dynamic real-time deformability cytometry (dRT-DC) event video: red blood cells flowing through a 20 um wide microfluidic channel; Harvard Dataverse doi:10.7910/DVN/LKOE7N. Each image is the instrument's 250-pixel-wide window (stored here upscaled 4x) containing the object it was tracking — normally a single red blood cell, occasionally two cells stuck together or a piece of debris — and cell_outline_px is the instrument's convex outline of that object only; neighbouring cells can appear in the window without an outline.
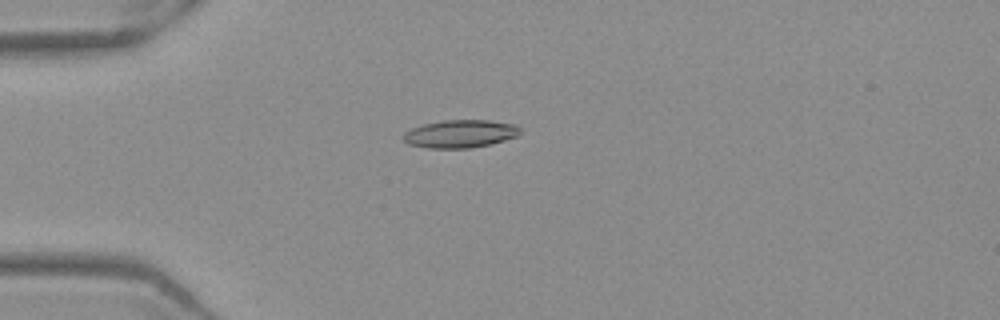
{"species": "Egyptian fruit bat (a non-hibernating species)", "species_latin": "Rousettus aegyptiacus", "temperature_condition": "warm", "stored_images_in_passage": 49, "camera_frame_rate_fps": 3000, "um_per_image_px": 0.085, "frame": {"image": 1, "passage_image": 11, "time_ms": 3.333, "image_size_px": [1000, 320], "cell_outline_px": [[520, 132], [516, 136], [492, 144], [468, 148], [428, 148], [408, 144], [404, 140], [404, 132], [412, 128], [424, 124], [444, 120], [488, 120], [516, 124], [520, 128]], "centroid_in_image_um": [39.13, 11.37], "position_along_channel_um": 45.9, "area_um2": 18.9}}
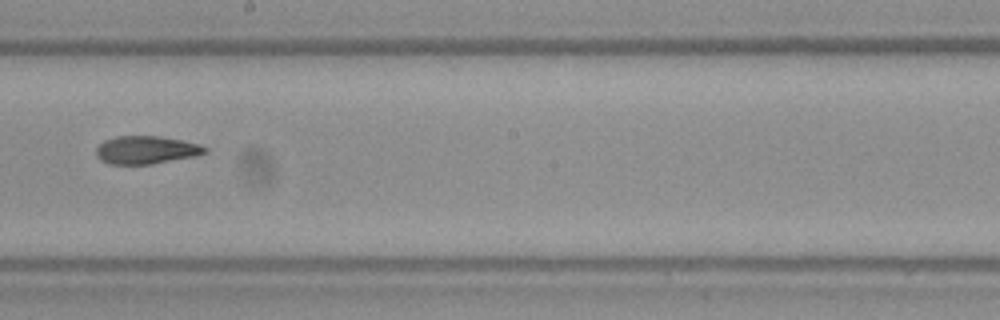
{"frame": {"image": 2, "passage_image": 27, "time_ms": 8.667, "image_size_px": [1000, 320], "cell_outline_px": [[208, 152], [196, 156], [152, 164], [108, 164], [100, 160], [96, 156], [96, 148], [104, 140], [116, 136], [160, 136], [200, 144], [208, 148]], "centroid_in_image_um": [12.42, 12.75], "position_along_channel_um": 235.8, "area_um2": 17.86}}
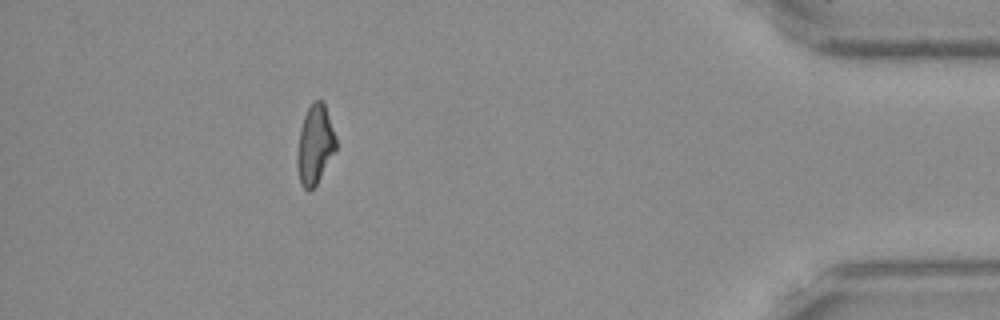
{"frame": {"image": 3, "passage_image": 44, "time_ms": 14.333, "image_size_px": [1000, 320], "cell_outline_px": [[336, 148], [316, 184], [308, 192], [300, 184], [296, 168], [296, 156], [300, 128], [304, 116], [308, 108], [316, 100], [324, 100], [336, 136]], "centroid_in_image_um": [26.75, 12.29], "position_along_channel_um": 408.4, "area_um2": 17.92}, "authors_computed_cell_mechanics": {"area_um2": 18.207, "velocity_mm_per_s": 3.9397, "shape_relaxation_time_tau1_ms": 9.4208, "shape_relaxation_time_tau2_ms": 5.2896, "deformation_change_tau1": 0.2554, "deformation_change_tau2": 0.1415}}